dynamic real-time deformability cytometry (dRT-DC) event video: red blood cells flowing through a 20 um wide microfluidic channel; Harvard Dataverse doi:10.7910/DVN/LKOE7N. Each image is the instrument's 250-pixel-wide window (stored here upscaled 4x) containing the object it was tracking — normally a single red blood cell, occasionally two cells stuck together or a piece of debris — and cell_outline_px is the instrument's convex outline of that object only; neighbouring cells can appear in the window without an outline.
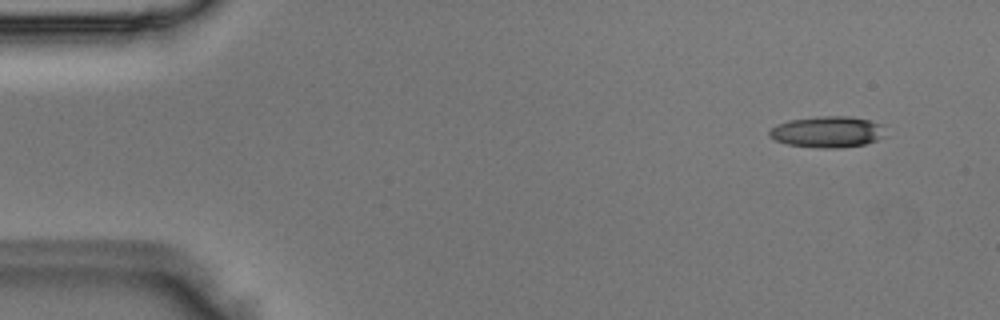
{"species": "Egyptian fruit bat (a non-hibernating species)", "species_latin": "Rousettus aegyptiacus", "temperature_condition": "room temperature", "stored_images_in_passage": 4, "camera_frame_rate_fps": 3000, "um_per_image_px": 0.085, "animal": {"sex": "male"}, "frame": {"image": 1, "passage_image": 1, "time_ms": 0.0, "image_size_px": [1000, 320], "cell_outline_px": [[884, 136], [876, 140], [864, 144], [840, 148], [820, 148], [788, 144], [776, 140], [768, 136], [768, 132], [776, 124], [788, 120], [816, 116], [848, 116], [868, 120], [884, 124]], "centroid_in_image_um": [70.33, 11.2], "position_along_channel_um": 14.7, "area_um2": 21.21}}
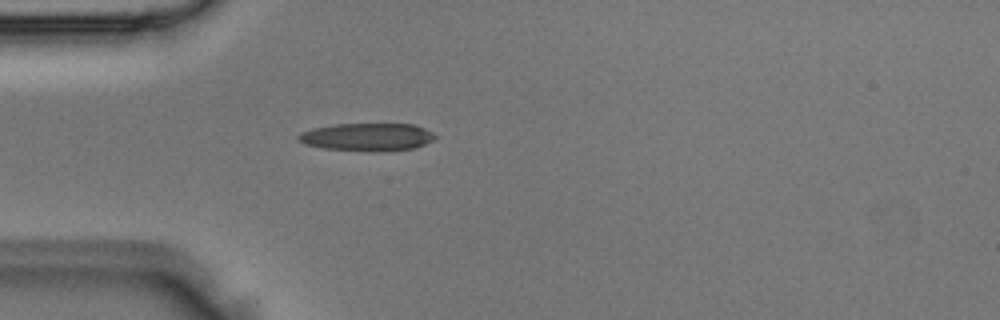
{"frame": {"image": 2, "passage_image": 4, "time_ms": 1.0, "image_size_px": [1000, 320], "cell_outline_px": [[436, 136], [432, 140], [416, 148], [324, 148], [304, 144], [296, 136], [300, 132], [312, 128], [336, 124], [412, 124], [424, 128], [432, 132]], "centroid_in_image_um": [31.17, 11.58], "position_along_channel_um": 53.8, "area_um2": 20.81}}